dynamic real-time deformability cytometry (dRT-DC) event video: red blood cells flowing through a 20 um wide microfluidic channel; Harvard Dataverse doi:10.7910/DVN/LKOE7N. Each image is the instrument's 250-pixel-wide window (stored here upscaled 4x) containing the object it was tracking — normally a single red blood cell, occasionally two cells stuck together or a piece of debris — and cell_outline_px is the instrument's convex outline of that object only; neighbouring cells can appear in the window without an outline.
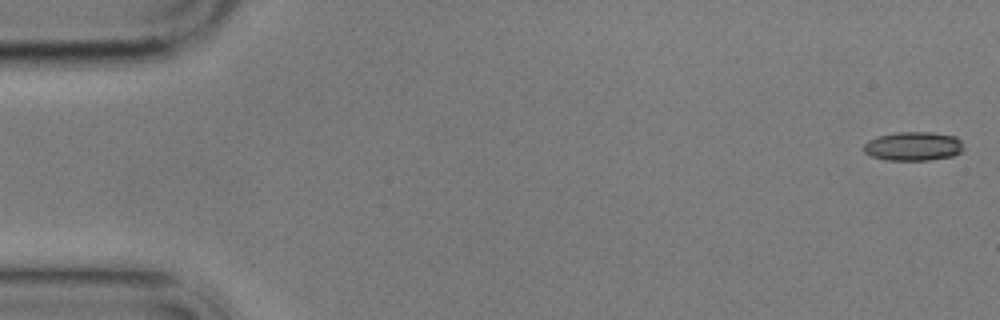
{"species": "common noctule bat (a hibernating species)", "species_latin": "Nyctalus noctula", "temperature_condition": "cold", "stored_images_in_passage": 6, "camera_frame_rate_fps": 3000, "um_per_image_px": 0.085, "animal": {"sex": "male", "body_mass_g": 17.9}, "frame": {"image": 1, "passage_image": 1, "time_ms": 0.0, "image_size_px": [1000, 320], "cell_outline_px": [[964, 148], [960, 152], [952, 156], [928, 160], [884, 160], [872, 156], [864, 152], [864, 144], [868, 140], [876, 136], [896, 132], [928, 132], [956, 136], [960, 140]], "centroid_in_image_um": [77.61, 12.43], "position_along_channel_um": 7.4, "area_um2": 16.88}}
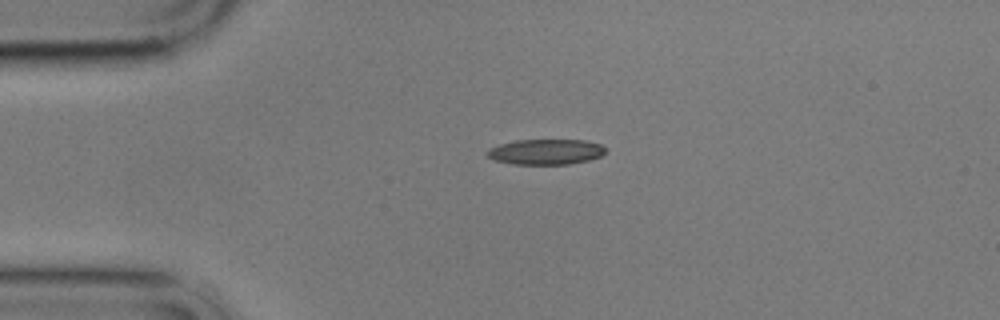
{"frame": {"image": 2, "passage_image": 4, "time_ms": 4.0, "image_size_px": [1000, 320], "cell_outline_px": [[604, 152], [600, 156], [588, 160], [568, 164], [512, 164], [496, 160], [488, 156], [488, 148], [500, 144], [516, 140], [584, 140], [600, 144], [604, 148]], "centroid_in_image_um": [46.38, 12.9], "position_along_channel_um": 38.6, "area_um2": 17.28}}
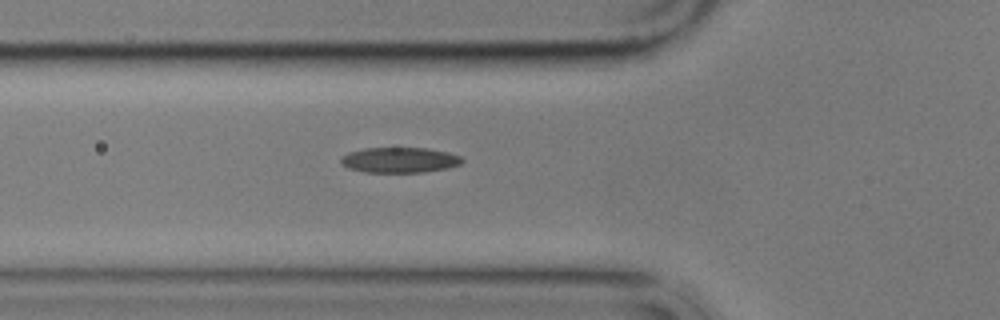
{"frame": {"image": 3, "passage_image": 6, "time_ms": 6.333, "image_size_px": [1000, 320], "cell_outline_px": [[464, 160], [460, 164], [448, 168], [424, 172], [364, 172], [348, 168], [340, 164], [340, 156], [348, 152], [364, 148], [428, 148], [448, 152], [460, 156]], "centroid_in_image_um": [33.93, 13.6], "position_along_channel_um": 91.9, "area_um2": 18.09}}